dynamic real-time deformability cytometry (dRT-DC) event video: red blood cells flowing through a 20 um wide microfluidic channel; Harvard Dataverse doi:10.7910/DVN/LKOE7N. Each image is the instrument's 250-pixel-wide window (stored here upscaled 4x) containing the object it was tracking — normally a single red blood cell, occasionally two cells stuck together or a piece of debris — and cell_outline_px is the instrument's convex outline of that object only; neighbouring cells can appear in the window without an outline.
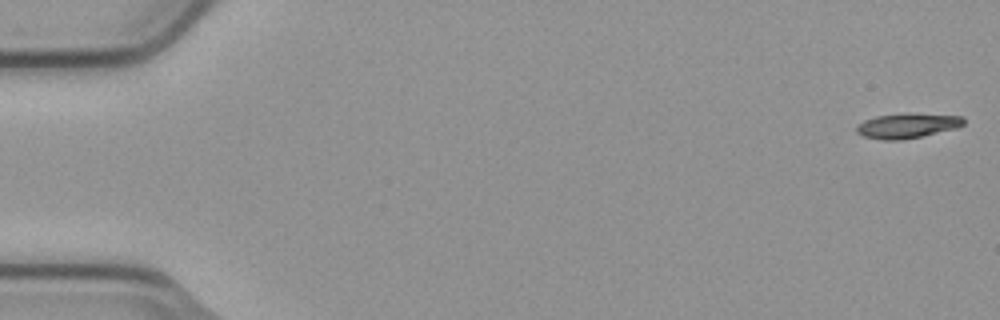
{"species": "common noctule bat (a hibernating species)", "species_latin": "Nyctalus noctula", "temperature_condition": "cold", "stored_images_in_passage": 8, "camera_frame_rate_fps": 3000, "um_per_image_px": 0.085, "animal": {"sex": "male", "body_mass_g": 23.1, "forearm_length_mm": 52.7}, "frame": {"image": 1, "passage_image": 1, "time_ms": 0.0, "image_size_px": [1000, 320], "cell_outline_px": [[964, 124], [956, 128], [920, 136], [900, 140], [880, 140], [864, 136], [856, 132], [856, 124], [864, 120], [876, 116], [964, 116]], "centroid_in_image_um": [77.03, 10.74], "position_along_channel_um": 8.0, "area_um2": 14.45}}
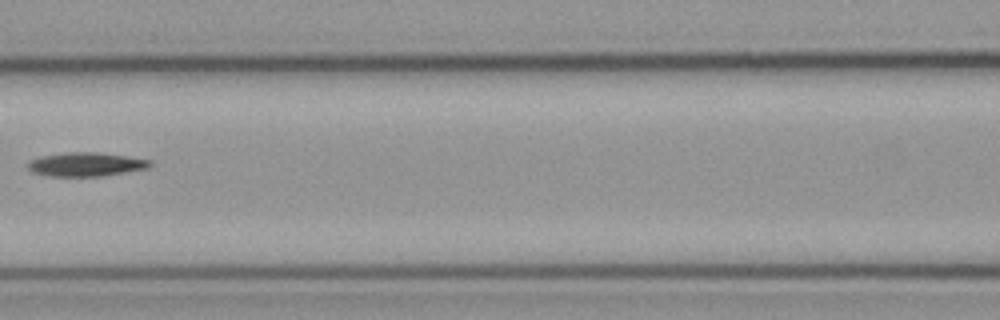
{"frame": {"image": 2, "passage_image": 7, "time_ms": 2.0, "image_size_px": [1000, 320], "cell_outline_px": [[152, 164], [148, 168], [100, 176], [48, 176], [32, 172], [28, 168], [28, 164], [32, 160], [40, 156], [68, 152], [96, 152], [152, 160]], "centroid_in_image_um": [7.29, 13.97], "position_along_channel_um": 159.3, "area_um2": 16.76}}
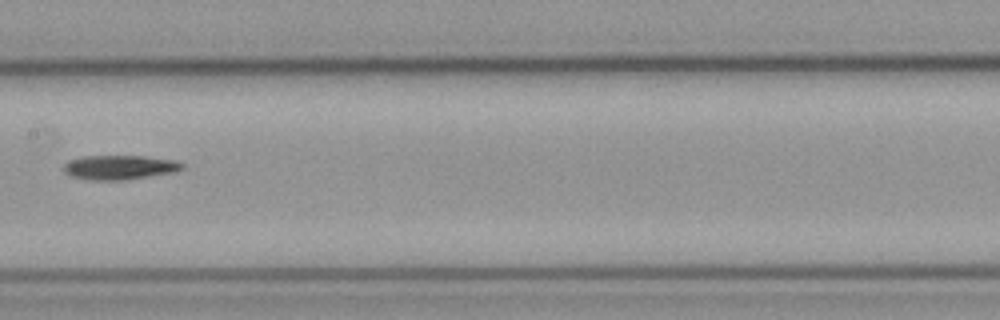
{"frame": {"image": 3, "passage_image": 8, "time_ms": 2.333, "image_size_px": [1000, 320], "cell_outline_px": [[184, 164], [180, 168], [168, 172], [124, 180], [92, 180], [68, 176], [60, 168], [68, 160], [84, 156], [144, 156], [176, 160]], "centroid_in_image_um": [10.02, 14.21], "position_along_channel_um": 197.4, "area_um2": 16.65}}